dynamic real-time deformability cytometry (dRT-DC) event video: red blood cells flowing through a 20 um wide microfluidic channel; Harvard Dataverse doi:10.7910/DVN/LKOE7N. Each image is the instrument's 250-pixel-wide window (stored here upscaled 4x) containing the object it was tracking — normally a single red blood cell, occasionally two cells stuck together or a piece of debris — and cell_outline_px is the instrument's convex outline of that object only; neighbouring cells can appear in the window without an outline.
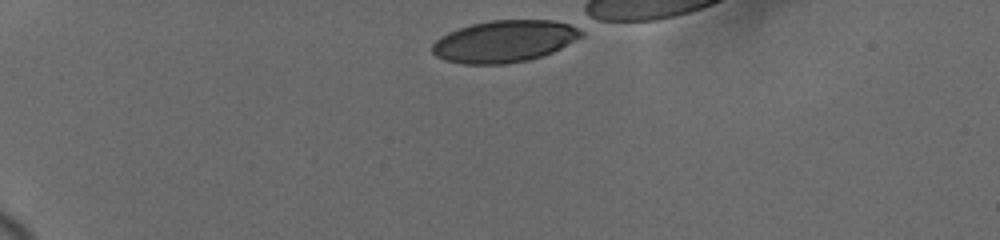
{"species": "human", "species_latin": "Homo sapiens", "temperature_condition": "cold", "stored_images_in_passage": 28, "camera_frame_rate_fps": 3000, "um_per_image_px": 0.085, "donor": {"sex": "female"}, "frame": {"image": 1, "passage_image": 1, "time_ms": 0.0, "image_size_px": [1000, 240], "cell_outline_px": [[584, 36], [552, 52], [528, 60], [504, 64], [460, 64], [444, 60], [436, 56], [432, 52], [432, 44], [440, 36], [448, 32], [472, 24], [492, 20], [552, 20], [568, 24], [584, 32]], "centroid_in_image_um": [42.84, 3.51], "position_along_channel_um": 42.2, "area_um2": 36.3}}
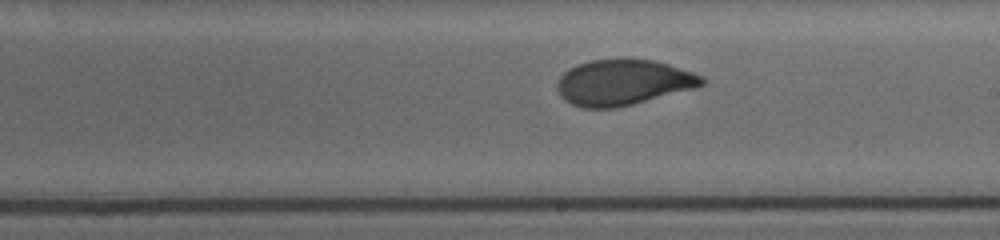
{"frame": {"image": 2, "passage_image": 18, "time_ms": 7.0, "image_size_px": [1000, 240], "cell_outline_px": [[704, 84], [696, 88], [616, 108], [584, 108], [572, 104], [564, 100], [560, 96], [556, 88], [556, 84], [560, 76], [568, 68], [576, 64], [592, 60], [652, 60], [668, 64], [704, 76]], "centroid_in_image_um": [52.94, 7.02], "position_along_channel_um": 236.1, "area_um2": 38.32}}
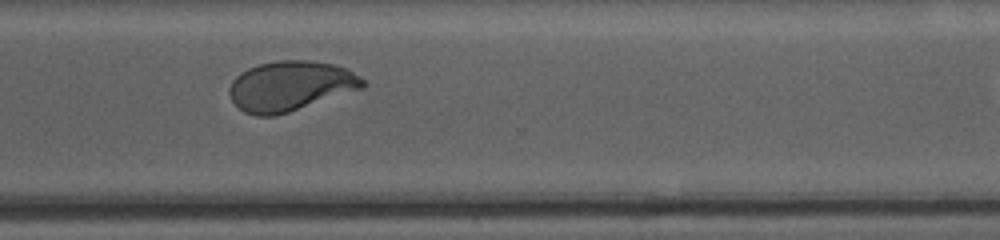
{"frame": {"image": 3, "passage_image": 27, "time_ms": 10.0, "image_size_px": [1000, 240], "cell_outline_px": [[364, 88], [276, 116], [256, 116], [244, 112], [232, 100], [228, 92], [228, 88], [232, 80], [240, 72], [248, 68], [260, 64], [276, 60], [312, 60], [332, 64], [348, 68], [360, 76], [364, 80]], "centroid_in_image_um": [24.68, 7.3], "position_along_channel_um": 345.9, "area_um2": 39.02}}